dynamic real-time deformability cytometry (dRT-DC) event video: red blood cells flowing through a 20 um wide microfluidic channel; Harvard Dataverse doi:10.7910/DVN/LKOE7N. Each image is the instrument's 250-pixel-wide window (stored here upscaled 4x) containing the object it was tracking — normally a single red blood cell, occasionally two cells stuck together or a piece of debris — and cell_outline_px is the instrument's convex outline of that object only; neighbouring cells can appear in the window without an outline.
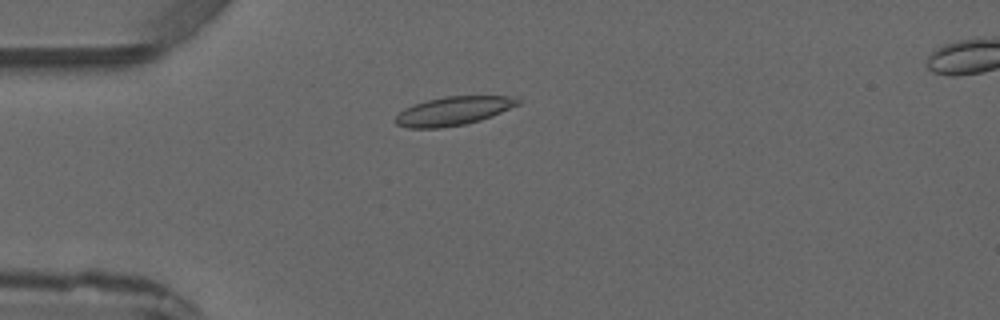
{"species": "common noctule bat (a hibernating species)", "species_latin": "Nyctalus noctula", "temperature_condition": "warm", "stored_images_in_passage": 4, "camera_frame_rate_fps": 3000, "um_per_image_px": 0.085, "animal": {"sex": "male", "forearm_length_mm": 52.5}, "frame": {"image": 1, "passage_image": 3, "time_ms": 2.333, "image_size_px": [1000, 320], "cell_outline_px": [[520, 104], [492, 116], [480, 120], [464, 124], [440, 128], [408, 128], [396, 124], [392, 120], [404, 108], [412, 104], [444, 96], [508, 96], [520, 100]], "centroid_in_image_um": [38.49, 9.43], "position_along_channel_um": 46.5, "area_um2": 20.46}}